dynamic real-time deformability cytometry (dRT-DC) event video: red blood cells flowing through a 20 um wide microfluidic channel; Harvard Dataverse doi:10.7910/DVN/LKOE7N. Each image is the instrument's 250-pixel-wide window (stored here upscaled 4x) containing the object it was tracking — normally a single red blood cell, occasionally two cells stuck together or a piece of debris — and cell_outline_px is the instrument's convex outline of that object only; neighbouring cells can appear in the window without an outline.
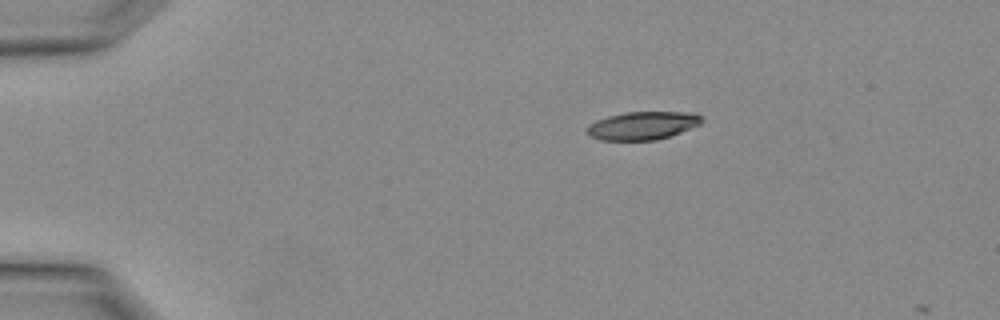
{"species": "Egyptian fruit bat (a non-hibernating species)", "species_latin": "Rousettus aegyptiacus", "temperature_condition": "warm", "stored_images_in_passage": 2, "camera_frame_rate_fps": 3000, "um_per_image_px": 0.085, "animal": {"sex": "female"}, "frame": {"image": 1, "passage_image": 1, "time_ms": 0.0, "image_size_px": [1000, 320], "cell_outline_px": [[704, 120], [700, 124], [680, 132], [656, 140], [600, 140], [588, 136], [584, 132], [588, 124], [596, 120], [608, 116], [624, 112], [692, 112], [700, 116]], "centroid_in_image_um": [54.55, 10.67], "position_along_channel_um": 30.4, "area_um2": 18.9}}